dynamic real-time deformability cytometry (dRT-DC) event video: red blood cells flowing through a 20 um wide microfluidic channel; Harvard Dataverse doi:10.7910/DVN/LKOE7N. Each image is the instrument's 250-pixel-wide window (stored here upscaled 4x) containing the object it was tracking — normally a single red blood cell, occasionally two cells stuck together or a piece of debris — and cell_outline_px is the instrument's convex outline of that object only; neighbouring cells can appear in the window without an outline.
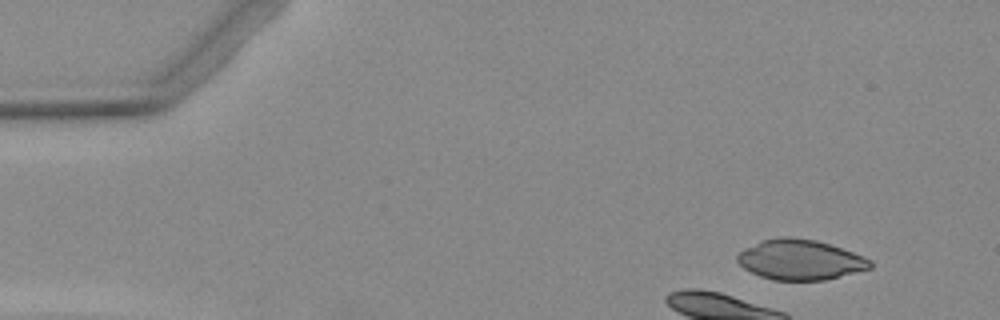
{"species": "Egyptian fruit bat (a non-hibernating species)", "species_latin": "Rousettus aegyptiacus", "temperature_condition": "warm", "stored_images_in_passage": 5, "camera_frame_rate_fps": 3000, "um_per_image_px": 0.085, "animal": {"sex": "female"}, "frame": {"image": 1, "passage_image": 1, "time_ms": 0.0, "image_size_px": [1000, 320], "cell_outline_px": [[872, 268], [824, 280], [772, 280], [760, 276], [744, 268], [736, 260], [736, 256], [744, 248], [764, 240], [776, 236], [788, 236], [816, 240], [864, 256], [872, 260]], "centroid_in_image_um": [68.01, 22.07], "position_along_channel_um": 17.0, "area_um2": 31.04}}